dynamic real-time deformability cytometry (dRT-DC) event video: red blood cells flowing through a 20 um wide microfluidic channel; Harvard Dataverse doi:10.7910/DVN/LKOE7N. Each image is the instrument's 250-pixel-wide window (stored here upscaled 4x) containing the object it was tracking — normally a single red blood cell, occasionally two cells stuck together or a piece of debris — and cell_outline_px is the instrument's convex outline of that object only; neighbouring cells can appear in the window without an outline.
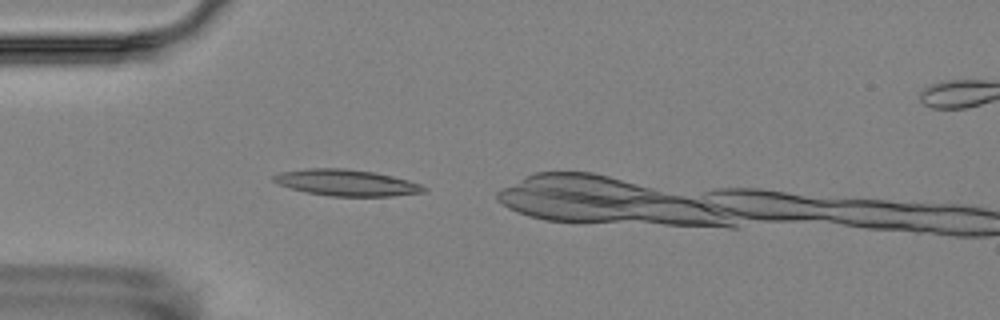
{"species": "Egyptian fruit bat (a non-hibernating species)", "species_latin": "Rousettus aegyptiacus", "temperature_condition": "room temperature", "stored_images_in_passage": 2, "camera_frame_rate_fps": 3000, "um_per_image_px": 0.085, "animal": {"sex": "female"}, "frame": {"image": 1, "passage_image": 1, "time_ms": 0.0, "image_size_px": [1000, 320], "cell_outline_px": [[428, 192], [392, 196], [332, 196], [308, 192], [292, 188], [280, 184], [272, 180], [272, 176], [280, 172], [308, 168], [344, 168], [372, 172], [392, 176], [408, 180], [420, 184], [428, 188]], "centroid_in_image_um": [29.5, 15.53], "position_along_channel_um": 55.5, "area_um2": 22.89}}